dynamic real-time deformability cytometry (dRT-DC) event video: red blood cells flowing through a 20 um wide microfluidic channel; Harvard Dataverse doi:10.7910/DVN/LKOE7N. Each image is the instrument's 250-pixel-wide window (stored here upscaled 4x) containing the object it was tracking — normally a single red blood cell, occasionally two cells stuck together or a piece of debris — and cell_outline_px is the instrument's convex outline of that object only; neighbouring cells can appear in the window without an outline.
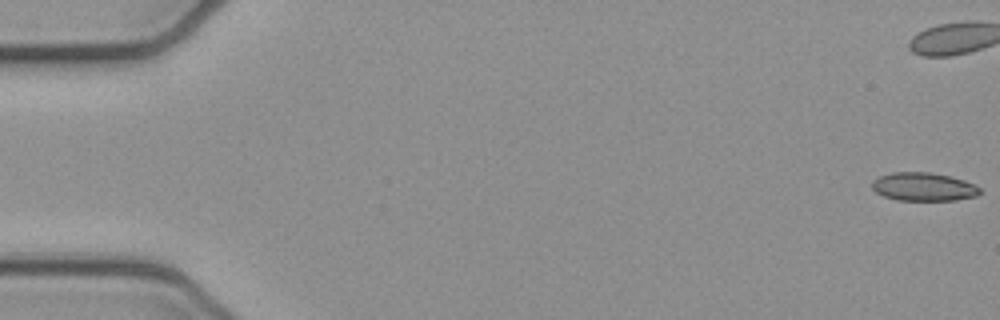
{"species": "common noctule bat (a hibernating species)", "species_latin": "Nyctalus noctula", "temperature_condition": "cold", "stored_images_in_passage": 53, "camera_frame_rate_fps": 3000, "um_per_image_px": 0.085, "animal": {"sex": "female", "body_mass_g": 21.9}, "frame": {"image": 1, "passage_image": 1, "time_ms": 0.0, "image_size_px": [1000, 320], "cell_outline_px": [[980, 192], [976, 196], [956, 200], [896, 200], [884, 196], [876, 192], [872, 188], [872, 180], [880, 176], [892, 172], [932, 172], [964, 180], [980, 188]], "centroid_in_image_um": [78.47, 15.87], "position_along_channel_um": 6.5, "area_um2": 17.74}}